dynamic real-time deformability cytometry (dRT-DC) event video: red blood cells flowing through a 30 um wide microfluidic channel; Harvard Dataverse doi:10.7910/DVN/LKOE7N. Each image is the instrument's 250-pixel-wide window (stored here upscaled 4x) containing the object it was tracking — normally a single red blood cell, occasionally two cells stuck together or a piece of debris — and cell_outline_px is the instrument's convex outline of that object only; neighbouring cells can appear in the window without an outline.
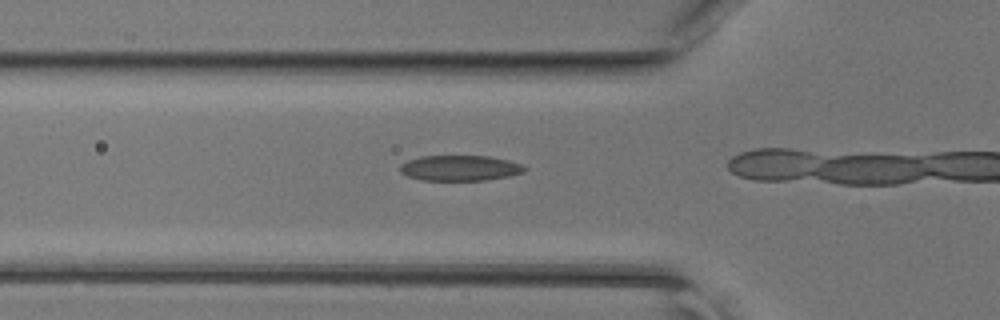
{"species": "common noctule bat (a hibernating species)", "species_latin": "Nyctalus noctula", "temperature_condition": "room temperature", "stored_images_in_passage": 12, "camera_frame_rate_fps": 3000, "um_per_image_px": 0.085, "animal": {"sex": "female", "body_mass_g": 17.0, "forearm_length_mm": 48.0}, "frame": {"image": 1, "passage_image": 10, "time_ms": 3.0, "image_size_px": [1000, 320], "cell_outline_px": [[528, 168], [524, 172], [512, 176], [484, 180], [420, 180], [408, 176], [400, 172], [400, 164], [408, 160], [420, 156], [488, 156], [508, 160], [520, 164]], "centroid_in_image_um": [39.1, 14.28], "position_along_channel_um": 86.7, "area_um2": 18.55}}